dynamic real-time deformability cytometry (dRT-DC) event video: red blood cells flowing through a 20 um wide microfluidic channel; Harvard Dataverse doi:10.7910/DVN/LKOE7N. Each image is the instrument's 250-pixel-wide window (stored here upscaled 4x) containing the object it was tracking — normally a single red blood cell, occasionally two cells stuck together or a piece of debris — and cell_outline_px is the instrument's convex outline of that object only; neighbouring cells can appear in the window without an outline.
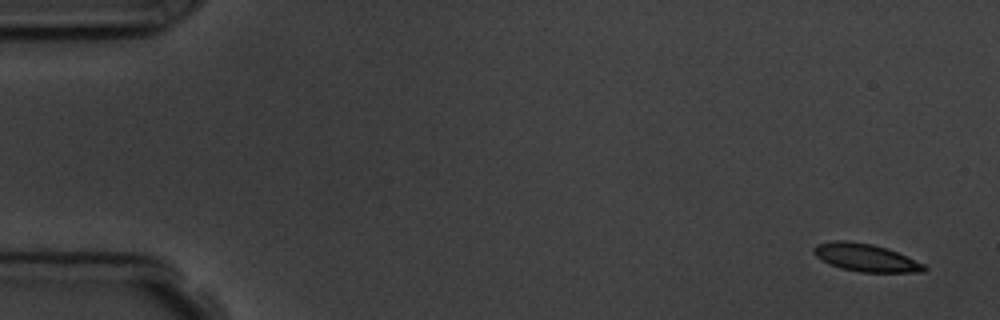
{"species": "common noctule bat (a hibernating species)", "species_latin": "Nyctalus noctula", "temperature_condition": "room temperature", "stored_images_in_passage": 5, "camera_frame_rate_fps": 3000, "um_per_image_px": 0.085, "animal": {"sex": "male", "body_mass_g": 19.5, "forearm_length_mm": 54.6}, "frame": {"image": 1, "passage_image": 1, "time_ms": 0.0, "image_size_px": [1000, 320], "cell_outline_px": [[928, 268], [924, 272], [860, 272], [840, 268], [820, 260], [812, 252], [812, 248], [816, 244], [832, 240], [848, 240], [872, 244], [896, 252], [924, 264]], "centroid_in_image_um": [73.52, 21.89], "position_along_channel_um": 11.5, "area_um2": 17.86}}
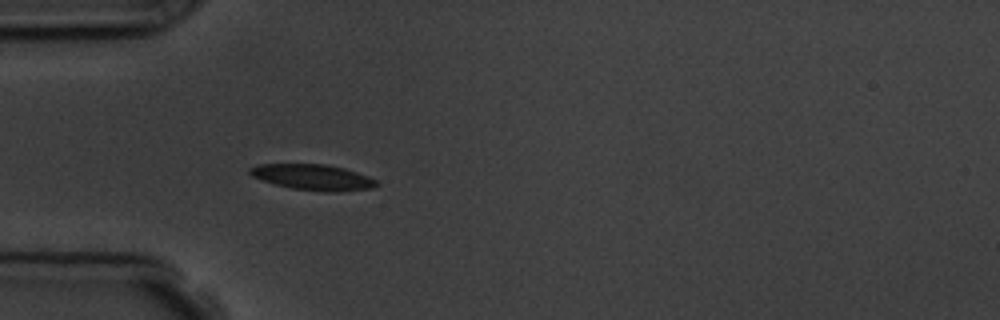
{"frame": {"image": 2, "passage_image": 5, "time_ms": 4.667, "image_size_px": [1000, 320], "cell_outline_px": [[380, 184], [372, 188], [336, 192], [324, 192], [292, 188], [276, 184], [252, 176], [248, 172], [248, 168], [260, 164], [328, 164], [344, 168], [368, 176], [376, 180]], "centroid_in_image_um": [26.62, 15.06], "position_along_channel_um": 58.4, "area_um2": 18.96}}